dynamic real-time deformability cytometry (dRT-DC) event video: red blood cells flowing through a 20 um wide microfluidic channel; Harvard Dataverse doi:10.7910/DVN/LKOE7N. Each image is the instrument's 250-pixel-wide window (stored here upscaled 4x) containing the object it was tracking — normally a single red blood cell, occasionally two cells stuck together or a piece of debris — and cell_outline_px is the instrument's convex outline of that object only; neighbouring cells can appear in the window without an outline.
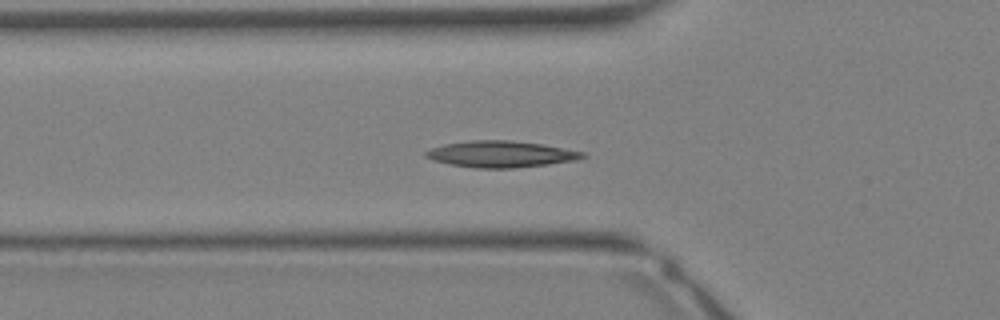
{"species": "Egyptian fruit bat (a non-hibernating species)", "species_latin": "Rousettus aegyptiacus", "temperature_condition": "warm", "stored_images_in_passage": 33, "camera_frame_rate_fps": 3000, "um_per_image_px": 0.085, "animal": {"sex": "female"}, "frame": {"image": 1, "passage_image": 10, "time_ms": 3.0, "image_size_px": [1000, 320], "cell_outline_px": [[588, 156], [576, 160], [548, 164], [516, 168], [476, 168], [452, 164], [432, 160], [424, 156], [424, 152], [432, 148], [444, 144], [468, 140], [508, 140], [540, 144], [584, 152]], "centroid_in_image_um": [42.56, 13.1], "position_along_channel_um": 83.2, "area_um2": 23.99}}
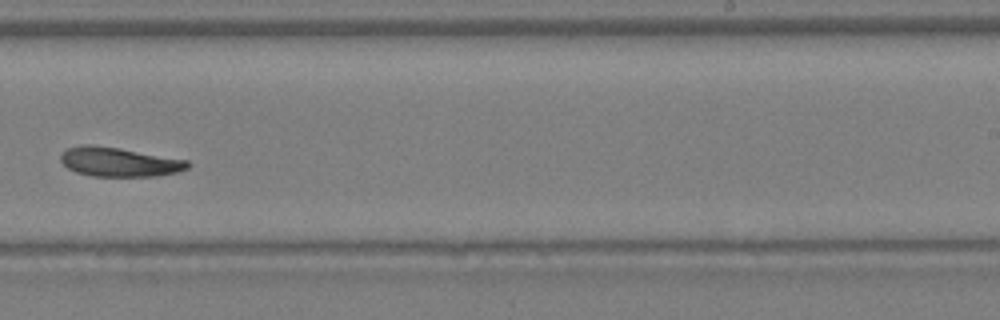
{"frame": {"image": 2, "passage_image": 20, "time_ms": 6.333, "image_size_px": [1000, 320], "cell_outline_px": [[192, 164], [188, 168], [176, 172], [156, 176], [92, 176], [76, 172], [68, 168], [60, 160], [60, 156], [68, 148], [84, 144], [92, 144], [120, 148], [188, 160]], "centroid_in_image_um": [10.14, 13.76], "position_along_channel_um": 278.9, "area_um2": 21.62}}
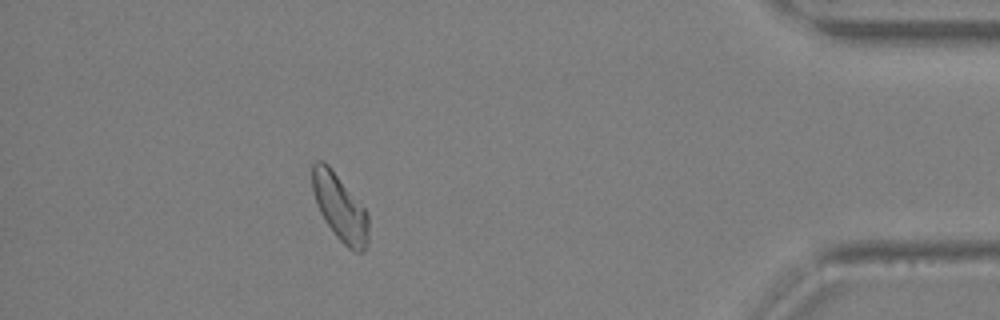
{"frame": {"image": 3, "passage_image": 29, "time_ms": 9.333, "image_size_px": [1000, 320], "cell_outline_px": [[368, 240], [364, 252], [356, 252], [348, 248], [336, 236], [324, 220], [316, 204], [312, 188], [312, 164], [316, 160], [324, 160], [328, 164], [364, 208], [368, 216]], "centroid_in_image_um": [28.87, 17.63], "position_along_channel_um": 406.3, "area_um2": 21.68}}